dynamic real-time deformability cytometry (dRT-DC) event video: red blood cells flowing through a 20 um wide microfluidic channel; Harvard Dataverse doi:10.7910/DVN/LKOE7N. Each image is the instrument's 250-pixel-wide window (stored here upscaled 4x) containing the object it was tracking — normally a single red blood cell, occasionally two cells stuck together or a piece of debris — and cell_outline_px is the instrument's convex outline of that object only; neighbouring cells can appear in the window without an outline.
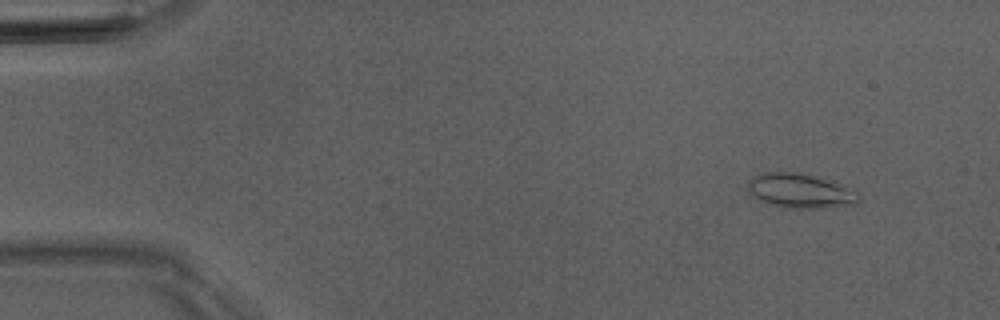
{"species": "Egyptian fruit bat (a non-hibernating species)", "species_latin": "Rousettus aegyptiacus", "temperature_condition": "room temperature", "stored_images_in_passage": 3, "camera_frame_rate_fps": 3000, "um_per_image_px": 0.085, "animal": {"sex": "male"}, "frame": {"image": 1, "passage_image": 3, "time_ms": 2.333, "image_size_px": [1000, 320], "cell_outline_px": [[860, 200], [856, 204], [824, 208], [804, 208], [772, 204], [760, 200], [748, 188], [748, 180], [764, 172], [796, 172], [812, 176], [856, 188], [860, 192]], "centroid_in_image_um": [68.14, 16.21], "position_along_channel_um": 16.9, "area_um2": 21.91}}